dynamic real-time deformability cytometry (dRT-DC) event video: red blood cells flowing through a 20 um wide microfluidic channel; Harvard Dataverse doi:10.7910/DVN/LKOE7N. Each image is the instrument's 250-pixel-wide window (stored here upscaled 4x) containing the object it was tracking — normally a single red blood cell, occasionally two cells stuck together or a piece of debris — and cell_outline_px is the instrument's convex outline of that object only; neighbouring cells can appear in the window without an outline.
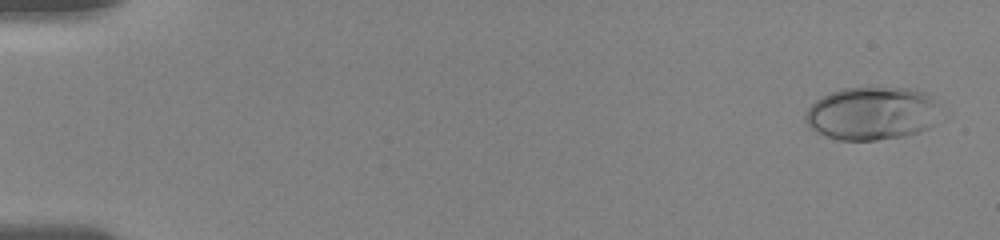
{"species": "human", "species_latin": "Homo sapiens", "temperature_condition": "room temperature", "stored_images_in_passage": 52, "camera_frame_rate_fps": 3000, "um_per_image_px": 0.085, "donor": {"sex": "female"}, "frame": {"image": 1, "passage_image": 3, "time_ms": 0.667, "image_size_px": [1000, 240], "cell_outline_px": [[932, 124], [928, 128], [916, 132], [900, 136], [876, 140], [840, 140], [828, 136], [812, 128], [804, 120], [804, 116], [808, 108], [816, 100], [832, 92], [844, 88], [908, 88], [924, 92], [932, 100]], "centroid_in_image_um": [73.99, 9.64], "position_along_channel_um": 11.0, "area_um2": 40.34}}
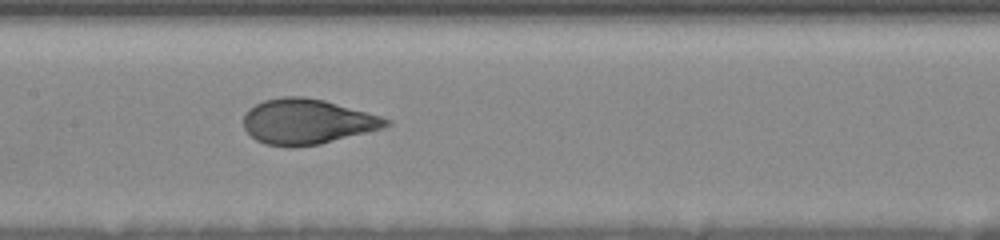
{"frame": {"image": 2, "passage_image": 24, "time_ms": 9.333, "image_size_px": [1000, 240], "cell_outline_px": [[392, 124], [384, 128], [320, 144], [292, 148], [288, 148], [264, 144], [256, 140], [244, 128], [244, 116], [248, 108], [264, 100], [284, 96], [304, 96], [324, 100], [380, 116], [392, 120]], "centroid_in_image_um": [26.1, 10.35], "position_along_channel_um": 181.3, "area_um2": 37.74}}
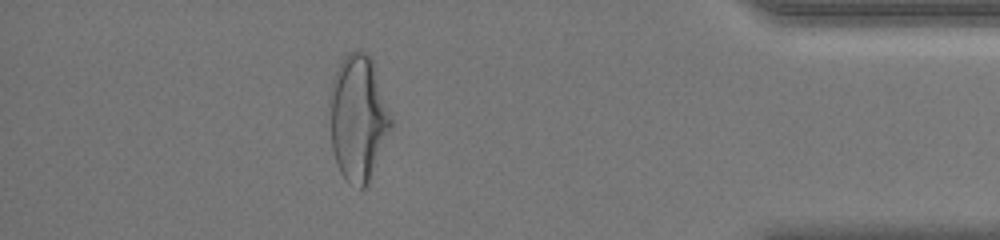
{"frame": {"image": 3, "passage_image": 46, "time_ms": 16.333, "image_size_px": [1000, 240], "cell_outline_px": [[392, 124], [368, 184], [364, 188], [360, 188], [348, 184], [344, 180], [336, 164], [332, 148], [328, 100], [328, 96], [340, 60], [348, 52], [356, 48], [368, 52], [372, 56], [392, 120]], "centroid_in_image_um": [30.41, 9.99], "position_along_channel_um": 404.8, "area_um2": 45.43}, "authors_computed_cell_mechanics": {"area_um2": 38.726, "velocity_mm_per_s": 3.6899, "shape_relaxation_time_tau1_ms": 4.3505, "shape_relaxation_time_tau2_ms": null, "deformation_change_tau1": 0.1928, "deformation_change_tau2": null}}